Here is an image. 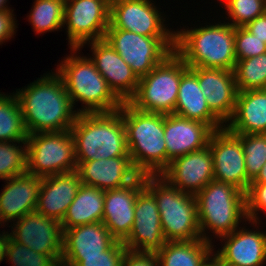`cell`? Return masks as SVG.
I'll use <instances>...</instances> for the list:
<instances>
[{
  "label": "cell",
  "mask_w": 266,
  "mask_h": 266,
  "mask_svg": "<svg viewBox=\"0 0 266 266\" xmlns=\"http://www.w3.org/2000/svg\"><path fill=\"white\" fill-rule=\"evenodd\" d=\"M29 134L70 130L78 115L57 72L41 75L14 93Z\"/></svg>",
  "instance_id": "1"
},
{
  "label": "cell",
  "mask_w": 266,
  "mask_h": 266,
  "mask_svg": "<svg viewBox=\"0 0 266 266\" xmlns=\"http://www.w3.org/2000/svg\"><path fill=\"white\" fill-rule=\"evenodd\" d=\"M235 27L224 23L175 31V52L189 68H215L234 71Z\"/></svg>",
  "instance_id": "2"
},
{
  "label": "cell",
  "mask_w": 266,
  "mask_h": 266,
  "mask_svg": "<svg viewBox=\"0 0 266 266\" xmlns=\"http://www.w3.org/2000/svg\"><path fill=\"white\" fill-rule=\"evenodd\" d=\"M70 132L77 166L88 160L130 156L121 108L108 113H80Z\"/></svg>",
  "instance_id": "3"
},
{
  "label": "cell",
  "mask_w": 266,
  "mask_h": 266,
  "mask_svg": "<svg viewBox=\"0 0 266 266\" xmlns=\"http://www.w3.org/2000/svg\"><path fill=\"white\" fill-rule=\"evenodd\" d=\"M69 49L71 55L64 57L55 71L62 78L74 109L76 102L85 104L76 112L108 113L119 110L123 102L109 88L90 58L78 56L76 53H81L80 48Z\"/></svg>",
  "instance_id": "4"
},
{
  "label": "cell",
  "mask_w": 266,
  "mask_h": 266,
  "mask_svg": "<svg viewBox=\"0 0 266 266\" xmlns=\"http://www.w3.org/2000/svg\"><path fill=\"white\" fill-rule=\"evenodd\" d=\"M121 115L134 167L144 176L160 175L167 168L164 114L142 112L123 102Z\"/></svg>",
  "instance_id": "5"
},
{
  "label": "cell",
  "mask_w": 266,
  "mask_h": 266,
  "mask_svg": "<svg viewBox=\"0 0 266 266\" xmlns=\"http://www.w3.org/2000/svg\"><path fill=\"white\" fill-rule=\"evenodd\" d=\"M195 198L202 239L211 244L208 233L219 239L239 228L242 220L248 221L246 195L233 185L212 180Z\"/></svg>",
  "instance_id": "6"
},
{
  "label": "cell",
  "mask_w": 266,
  "mask_h": 266,
  "mask_svg": "<svg viewBox=\"0 0 266 266\" xmlns=\"http://www.w3.org/2000/svg\"><path fill=\"white\" fill-rule=\"evenodd\" d=\"M145 187L156 199L166 241L202 239L195 196L180 191L160 175H146Z\"/></svg>",
  "instance_id": "7"
},
{
  "label": "cell",
  "mask_w": 266,
  "mask_h": 266,
  "mask_svg": "<svg viewBox=\"0 0 266 266\" xmlns=\"http://www.w3.org/2000/svg\"><path fill=\"white\" fill-rule=\"evenodd\" d=\"M188 68L173 51L147 75L139 78L137 91L128 103L142 112L173 114L181 76Z\"/></svg>",
  "instance_id": "8"
},
{
  "label": "cell",
  "mask_w": 266,
  "mask_h": 266,
  "mask_svg": "<svg viewBox=\"0 0 266 266\" xmlns=\"http://www.w3.org/2000/svg\"><path fill=\"white\" fill-rule=\"evenodd\" d=\"M26 141L28 174L47 177L77 169L70 130L29 134Z\"/></svg>",
  "instance_id": "9"
},
{
  "label": "cell",
  "mask_w": 266,
  "mask_h": 266,
  "mask_svg": "<svg viewBox=\"0 0 266 266\" xmlns=\"http://www.w3.org/2000/svg\"><path fill=\"white\" fill-rule=\"evenodd\" d=\"M104 39L138 78L147 75L175 50V36H144L123 29L107 28Z\"/></svg>",
  "instance_id": "10"
},
{
  "label": "cell",
  "mask_w": 266,
  "mask_h": 266,
  "mask_svg": "<svg viewBox=\"0 0 266 266\" xmlns=\"http://www.w3.org/2000/svg\"><path fill=\"white\" fill-rule=\"evenodd\" d=\"M110 5L104 0H70L65 3L63 28L70 48L104 39L109 27Z\"/></svg>",
  "instance_id": "11"
},
{
  "label": "cell",
  "mask_w": 266,
  "mask_h": 266,
  "mask_svg": "<svg viewBox=\"0 0 266 266\" xmlns=\"http://www.w3.org/2000/svg\"><path fill=\"white\" fill-rule=\"evenodd\" d=\"M9 227V235L15 242L37 253L52 255L61 264L63 230L60 221L34 211L13 221V226Z\"/></svg>",
  "instance_id": "12"
},
{
  "label": "cell",
  "mask_w": 266,
  "mask_h": 266,
  "mask_svg": "<svg viewBox=\"0 0 266 266\" xmlns=\"http://www.w3.org/2000/svg\"><path fill=\"white\" fill-rule=\"evenodd\" d=\"M208 145L213 157L214 180L233 185L246 194L252 181L246 174L241 141L223 128L212 133Z\"/></svg>",
  "instance_id": "13"
},
{
  "label": "cell",
  "mask_w": 266,
  "mask_h": 266,
  "mask_svg": "<svg viewBox=\"0 0 266 266\" xmlns=\"http://www.w3.org/2000/svg\"><path fill=\"white\" fill-rule=\"evenodd\" d=\"M152 0H120L110 5L109 27L144 36H175ZM168 28V29H167Z\"/></svg>",
  "instance_id": "14"
},
{
  "label": "cell",
  "mask_w": 266,
  "mask_h": 266,
  "mask_svg": "<svg viewBox=\"0 0 266 266\" xmlns=\"http://www.w3.org/2000/svg\"><path fill=\"white\" fill-rule=\"evenodd\" d=\"M131 233L123 242L128 250L159 251L167 242L162 231L160 213L154 195L144 186L138 193Z\"/></svg>",
  "instance_id": "15"
},
{
  "label": "cell",
  "mask_w": 266,
  "mask_h": 266,
  "mask_svg": "<svg viewBox=\"0 0 266 266\" xmlns=\"http://www.w3.org/2000/svg\"><path fill=\"white\" fill-rule=\"evenodd\" d=\"M160 176L180 191L196 196L214 180L213 157L209 145L174 158Z\"/></svg>",
  "instance_id": "16"
},
{
  "label": "cell",
  "mask_w": 266,
  "mask_h": 266,
  "mask_svg": "<svg viewBox=\"0 0 266 266\" xmlns=\"http://www.w3.org/2000/svg\"><path fill=\"white\" fill-rule=\"evenodd\" d=\"M86 44L91 46L90 60L109 88L122 102H128L137 91L139 78L105 39L87 42L80 49Z\"/></svg>",
  "instance_id": "17"
},
{
  "label": "cell",
  "mask_w": 266,
  "mask_h": 266,
  "mask_svg": "<svg viewBox=\"0 0 266 266\" xmlns=\"http://www.w3.org/2000/svg\"><path fill=\"white\" fill-rule=\"evenodd\" d=\"M144 186L145 176L140 175L124 187L104 191L102 222L116 241L124 242L130 235L136 198Z\"/></svg>",
  "instance_id": "18"
},
{
  "label": "cell",
  "mask_w": 266,
  "mask_h": 266,
  "mask_svg": "<svg viewBox=\"0 0 266 266\" xmlns=\"http://www.w3.org/2000/svg\"><path fill=\"white\" fill-rule=\"evenodd\" d=\"M214 130L204 122L164 114V139L167 150V167L177 157L208 146Z\"/></svg>",
  "instance_id": "19"
},
{
  "label": "cell",
  "mask_w": 266,
  "mask_h": 266,
  "mask_svg": "<svg viewBox=\"0 0 266 266\" xmlns=\"http://www.w3.org/2000/svg\"><path fill=\"white\" fill-rule=\"evenodd\" d=\"M239 227L222 236L221 248L214 255L226 265L263 266L266 261V232Z\"/></svg>",
  "instance_id": "20"
},
{
  "label": "cell",
  "mask_w": 266,
  "mask_h": 266,
  "mask_svg": "<svg viewBox=\"0 0 266 266\" xmlns=\"http://www.w3.org/2000/svg\"><path fill=\"white\" fill-rule=\"evenodd\" d=\"M76 170L81 184L104 191L124 187L141 175L134 167L130 156L88 160L81 162Z\"/></svg>",
  "instance_id": "21"
},
{
  "label": "cell",
  "mask_w": 266,
  "mask_h": 266,
  "mask_svg": "<svg viewBox=\"0 0 266 266\" xmlns=\"http://www.w3.org/2000/svg\"><path fill=\"white\" fill-rule=\"evenodd\" d=\"M198 81L210 111L226 125L238 95L234 71L198 67Z\"/></svg>",
  "instance_id": "22"
},
{
  "label": "cell",
  "mask_w": 266,
  "mask_h": 266,
  "mask_svg": "<svg viewBox=\"0 0 266 266\" xmlns=\"http://www.w3.org/2000/svg\"><path fill=\"white\" fill-rule=\"evenodd\" d=\"M0 193V225L13 222L34 212L37 207L42 177L28 173L5 180Z\"/></svg>",
  "instance_id": "23"
},
{
  "label": "cell",
  "mask_w": 266,
  "mask_h": 266,
  "mask_svg": "<svg viewBox=\"0 0 266 266\" xmlns=\"http://www.w3.org/2000/svg\"><path fill=\"white\" fill-rule=\"evenodd\" d=\"M80 185L77 170L42 177L35 211L61 222Z\"/></svg>",
  "instance_id": "24"
},
{
  "label": "cell",
  "mask_w": 266,
  "mask_h": 266,
  "mask_svg": "<svg viewBox=\"0 0 266 266\" xmlns=\"http://www.w3.org/2000/svg\"><path fill=\"white\" fill-rule=\"evenodd\" d=\"M174 114L204 122L214 131L225 128V124L210 111L206 103V97L199 87L198 67L188 68L182 74Z\"/></svg>",
  "instance_id": "25"
},
{
  "label": "cell",
  "mask_w": 266,
  "mask_h": 266,
  "mask_svg": "<svg viewBox=\"0 0 266 266\" xmlns=\"http://www.w3.org/2000/svg\"><path fill=\"white\" fill-rule=\"evenodd\" d=\"M63 230L62 257L102 256L116 240L103 222L79 225Z\"/></svg>",
  "instance_id": "26"
},
{
  "label": "cell",
  "mask_w": 266,
  "mask_h": 266,
  "mask_svg": "<svg viewBox=\"0 0 266 266\" xmlns=\"http://www.w3.org/2000/svg\"><path fill=\"white\" fill-rule=\"evenodd\" d=\"M225 128L233 134L266 133V89L238 92L234 113Z\"/></svg>",
  "instance_id": "27"
},
{
  "label": "cell",
  "mask_w": 266,
  "mask_h": 266,
  "mask_svg": "<svg viewBox=\"0 0 266 266\" xmlns=\"http://www.w3.org/2000/svg\"><path fill=\"white\" fill-rule=\"evenodd\" d=\"M104 190L81 184L76 196L61 221L62 229L102 222Z\"/></svg>",
  "instance_id": "28"
},
{
  "label": "cell",
  "mask_w": 266,
  "mask_h": 266,
  "mask_svg": "<svg viewBox=\"0 0 266 266\" xmlns=\"http://www.w3.org/2000/svg\"><path fill=\"white\" fill-rule=\"evenodd\" d=\"M214 246L204 239L167 241L156 254L160 266H203L214 255Z\"/></svg>",
  "instance_id": "29"
},
{
  "label": "cell",
  "mask_w": 266,
  "mask_h": 266,
  "mask_svg": "<svg viewBox=\"0 0 266 266\" xmlns=\"http://www.w3.org/2000/svg\"><path fill=\"white\" fill-rule=\"evenodd\" d=\"M11 94L0 92V142L26 141L28 133L20 105L14 92Z\"/></svg>",
  "instance_id": "30"
},
{
  "label": "cell",
  "mask_w": 266,
  "mask_h": 266,
  "mask_svg": "<svg viewBox=\"0 0 266 266\" xmlns=\"http://www.w3.org/2000/svg\"><path fill=\"white\" fill-rule=\"evenodd\" d=\"M65 3L61 0H35L28 15L36 34L63 28Z\"/></svg>",
  "instance_id": "31"
},
{
  "label": "cell",
  "mask_w": 266,
  "mask_h": 266,
  "mask_svg": "<svg viewBox=\"0 0 266 266\" xmlns=\"http://www.w3.org/2000/svg\"><path fill=\"white\" fill-rule=\"evenodd\" d=\"M234 74L238 92L266 89V53L237 61Z\"/></svg>",
  "instance_id": "32"
},
{
  "label": "cell",
  "mask_w": 266,
  "mask_h": 266,
  "mask_svg": "<svg viewBox=\"0 0 266 266\" xmlns=\"http://www.w3.org/2000/svg\"><path fill=\"white\" fill-rule=\"evenodd\" d=\"M26 145L27 141L0 142V179L7 180L27 173Z\"/></svg>",
  "instance_id": "33"
},
{
  "label": "cell",
  "mask_w": 266,
  "mask_h": 266,
  "mask_svg": "<svg viewBox=\"0 0 266 266\" xmlns=\"http://www.w3.org/2000/svg\"><path fill=\"white\" fill-rule=\"evenodd\" d=\"M243 147L246 174L253 181L266 163V133L234 134Z\"/></svg>",
  "instance_id": "34"
},
{
  "label": "cell",
  "mask_w": 266,
  "mask_h": 266,
  "mask_svg": "<svg viewBox=\"0 0 266 266\" xmlns=\"http://www.w3.org/2000/svg\"><path fill=\"white\" fill-rule=\"evenodd\" d=\"M6 259L12 266H61L52 255L37 253L30 247L15 242L10 235L6 246Z\"/></svg>",
  "instance_id": "35"
},
{
  "label": "cell",
  "mask_w": 266,
  "mask_h": 266,
  "mask_svg": "<svg viewBox=\"0 0 266 266\" xmlns=\"http://www.w3.org/2000/svg\"><path fill=\"white\" fill-rule=\"evenodd\" d=\"M227 10V23L236 27H245L266 12V0H228L221 2Z\"/></svg>",
  "instance_id": "36"
},
{
  "label": "cell",
  "mask_w": 266,
  "mask_h": 266,
  "mask_svg": "<svg viewBox=\"0 0 266 266\" xmlns=\"http://www.w3.org/2000/svg\"><path fill=\"white\" fill-rule=\"evenodd\" d=\"M126 249L123 242L115 241L102 256L62 257L61 266H121Z\"/></svg>",
  "instance_id": "37"
},
{
  "label": "cell",
  "mask_w": 266,
  "mask_h": 266,
  "mask_svg": "<svg viewBox=\"0 0 266 266\" xmlns=\"http://www.w3.org/2000/svg\"><path fill=\"white\" fill-rule=\"evenodd\" d=\"M234 48L237 61L266 53V43L254 37L245 27L235 28Z\"/></svg>",
  "instance_id": "38"
},
{
  "label": "cell",
  "mask_w": 266,
  "mask_h": 266,
  "mask_svg": "<svg viewBox=\"0 0 266 266\" xmlns=\"http://www.w3.org/2000/svg\"><path fill=\"white\" fill-rule=\"evenodd\" d=\"M245 195L247 222L256 229L259 227L257 225H260L258 212L266 211V183H250Z\"/></svg>",
  "instance_id": "39"
},
{
  "label": "cell",
  "mask_w": 266,
  "mask_h": 266,
  "mask_svg": "<svg viewBox=\"0 0 266 266\" xmlns=\"http://www.w3.org/2000/svg\"><path fill=\"white\" fill-rule=\"evenodd\" d=\"M121 266H160L154 252H137L126 249Z\"/></svg>",
  "instance_id": "40"
},
{
  "label": "cell",
  "mask_w": 266,
  "mask_h": 266,
  "mask_svg": "<svg viewBox=\"0 0 266 266\" xmlns=\"http://www.w3.org/2000/svg\"><path fill=\"white\" fill-rule=\"evenodd\" d=\"M14 10L0 11V45L6 40H10L16 33L17 24L14 17Z\"/></svg>",
  "instance_id": "41"
},
{
  "label": "cell",
  "mask_w": 266,
  "mask_h": 266,
  "mask_svg": "<svg viewBox=\"0 0 266 266\" xmlns=\"http://www.w3.org/2000/svg\"><path fill=\"white\" fill-rule=\"evenodd\" d=\"M245 28L250 31L254 37L266 43V12L248 23Z\"/></svg>",
  "instance_id": "42"
},
{
  "label": "cell",
  "mask_w": 266,
  "mask_h": 266,
  "mask_svg": "<svg viewBox=\"0 0 266 266\" xmlns=\"http://www.w3.org/2000/svg\"><path fill=\"white\" fill-rule=\"evenodd\" d=\"M8 239H9L8 232L4 231L0 233V263L5 259Z\"/></svg>",
  "instance_id": "43"
},
{
  "label": "cell",
  "mask_w": 266,
  "mask_h": 266,
  "mask_svg": "<svg viewBox=\"0 0 266 266\" xmlns=\"http://www.w3.org/2000/svg\"><path fill=\"white\" fill-rule=\"evenodd\" d=\"M251 183H266V163L263 165L260 173Z\"/></svg>",
  "instance_id": "44"
},
{
  "label": "cell",
  "mask_w": 266,
  "mask_h": 266,
  "mask_svg": "<svg viewBox=\"0 0 266 266\" xmlns=\"http://www.w3.org/2000/svg\"><path fill=\"white\" fill-rule=\"evenodd\" d=\"M203 266H222V262L213 255Z\"/></svg>",
  "instance_id": "45"
},
{
  "label": "cell",
  "mask_w": 266,
  "mask_h": 266,
  "mask_svg": "<svg viewBox=\"0 0 266 266\" xmlns=\"http://www.w3.org/2000/svg\"><path fill=\"white\" fill-rule=\"evenodd\" d=\"M8 0H0V11L1 10H14L10 7L8 8V5L6 4Z\"/></svg>",
  "instance_id": "46"
},
{
  "label": "cell",
  "mask_w": 266,
  "mask_h": 266,
  "mask_svg": "<svg viewBox=\"0 0 266 266\" xmlns=\"http://www.w3.org/2000/svg\"><path fill=\"white\" fill-rule=\"evenodd\" d=\"M107 4L111 5L117 1H120V0H104Z\"/></svg>",
  "instance_id": "47"
},
{
  "label": "cell",
  "mask_w": 266,
  "mask_h": 266,
  "mask_svg": "<svg viewBox=\"0 0 266 266\" xmlns=\"http://www.w3.org/2000/svg\"><path fill=\"white\" fill-rule=\"evenodd\" d=\"M61 1H63L64 3H67V2L70 1V0H61Z\"/></svg>",
  "instance_id": "48"
}]
</instances>
